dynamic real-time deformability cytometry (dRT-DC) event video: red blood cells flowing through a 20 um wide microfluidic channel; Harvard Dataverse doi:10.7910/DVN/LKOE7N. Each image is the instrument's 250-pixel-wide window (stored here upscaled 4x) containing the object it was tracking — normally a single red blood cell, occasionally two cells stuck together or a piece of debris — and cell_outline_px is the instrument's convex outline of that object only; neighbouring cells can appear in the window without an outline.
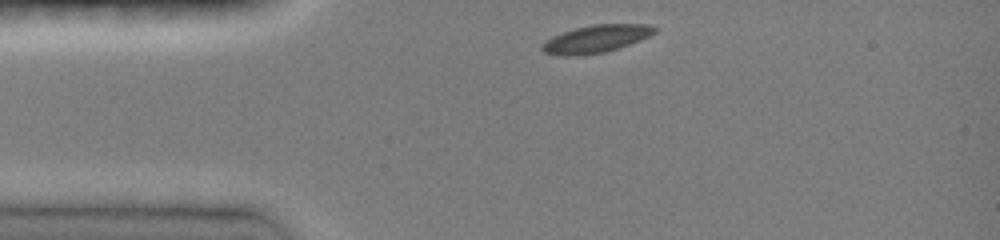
{"species": "common noctule bat (a hibernating species)", "species_latin": "Nyctalus noctula", "temperature_condition": "room temperature", "stored_images_in_passage": 32, "camera_frame_rate_fps": 3000, "um_per_image_px": 0.085, "animal": {"sex": "female", "body_mass_g": 19.0, "forearm_length_mm": 51.5}, "frame": {"image": 1, "passage_image": 1, "time_ms": 0.0, "image_size_px": [1000, 240], "cell_outline_px": [[656, 32], [648, 36], [628, 44], [604, 52], [576, 56], [564, 56], [544, 52], [540, 48], [552, 36], [576, 28], [592, 24], [644, 24], [656, 28]], "centroid_in_image_um": [50.64, 3.3], "position_along_channel_um": 34.4, "area_um2": 17.63}}
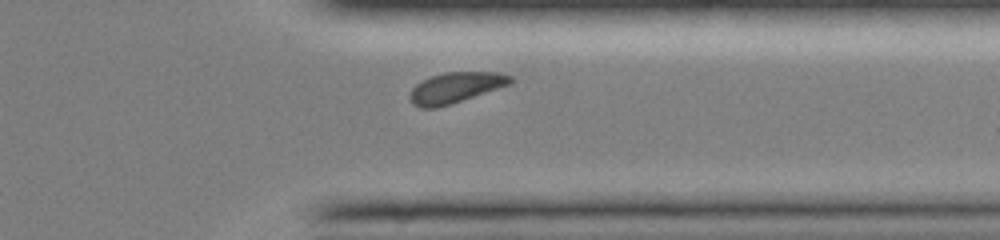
{"frame": {"image": 2, "passage_image": 28, "time_ms": 9.0, "image_size_px": [1000, 240], "cell_outline_px": [[512, 80], [508, 84], [452, 104], [436, 108], [420, 108], [412, 104], [408, 96], [412, 88], [416, 84], [432, 76], [444, 72], [500, 72], [512, 76]], "centroid_in_image_um": [38.67, 7.45], "position_along_channel_um": 372.7, "area_um2": 17.8}}
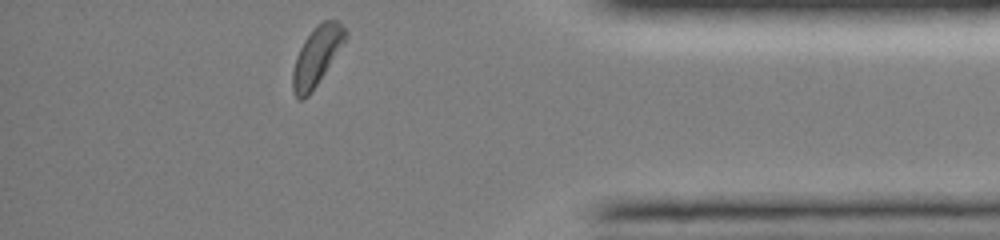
{"frame": {"image": 3, "passage_image": 32, "time_ms": 10.333, "image_size_px": [1000, 240], "cell_outline_px": [[348, 32], [344, 40], [324, 72], [308, 96], [304, 100], [296, 100], [292, 88], [292, 72], [296, 56], [304, 40], [324, 20], [336, 20]], "centroid_in_image_um": [26.86, 4.82], "position_along_channel_um": 408.3, "area_um2": 17.22}, "authors_computed_cell_mechanics": {"area_um2": 18.3515, "velocity_mm_per_s": 4.0697, "shape_relaxation_time_tau1_ms": 1.5051, "shape_relaxation_time_tau2_ms": null, "deformation_change_tau1": 0.052, "deformation_change_tau2": null}}